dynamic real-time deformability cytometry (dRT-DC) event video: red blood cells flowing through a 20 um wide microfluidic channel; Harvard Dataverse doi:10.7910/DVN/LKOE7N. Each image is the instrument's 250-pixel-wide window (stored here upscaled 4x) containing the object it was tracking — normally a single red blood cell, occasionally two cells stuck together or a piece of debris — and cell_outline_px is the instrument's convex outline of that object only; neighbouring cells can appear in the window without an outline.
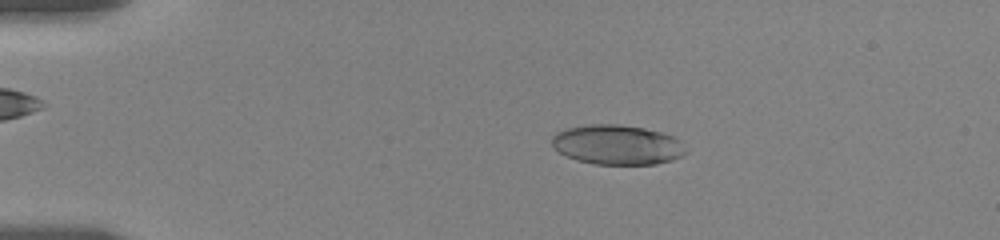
{"species": "human", "species_latin": "Homo sapiens", "temperature_condition": "room temperature", "stored_images_in_passage": 25, "camera_frame_rate_fps": 3000, "um_per_image_px": 0.085, "donor": {"sex": "female"}, "frame": {"image": 1, "passage_image": 13, "time_ms": 3.333, "image_size_px": [1000, 240], "cell_outline_px": [[688, 152], [684, 156], [672, 160], [656, 164], [596, 164], [576, 160], [560, 152], [552, 144], [552, 136], [556, 132], [564, 128], [592, 124], [616, 124], [644, 128], [660, 132], [672, 136], [680, 140]], "centroid_in_image_um": [52.49, 12.3], "position_along_channel_um": 32.5, "area_um2": 31.04}}